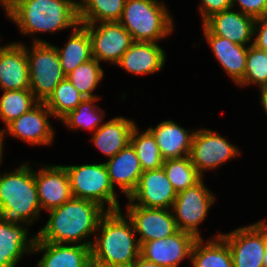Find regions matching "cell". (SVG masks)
I'll return each instance as SVG.
<instances>
[{
    "label": "cell",
    "mask_w": 267,
    "mask_h": 267,
    "mask_svg": "<svg viewBox=\"0 0 267 267\" xmlns=\"http://www.w3.org/2000/svg\"><path fill=\"white\" fill-rule=\"evenodd\" d=\"M84 99L85 97L65 78L56 86L54 92L44 103L53 117L60 121Z\"/></svg>",
    "instance_id": "d6a6232c"
},
{
    "label": "cell",
    "mask_w": 267,
    "mask_h": 267,
    "mask_svg": "<svg viewBox=\"0 0 267 267\" xmlns=\"http://www.w3.org/2000/svg\"><path fill=\"white\" fill-rule=\"evenodd\" d=\"M228 244L233 267H264L265 220L219 234Z\"/></svg>",
    "instance_id": "30bf717a"
},
{
    "label": "cell",
    "mask_w": 267,
    "mask_h": 267,
    "mask_svg": "<svg viewBox=\"0 0 267 267\" xmlns=\"http://www.w3.org/2000/svg\"><path fill=\"white\" fill-rule=\"evenodd\" d=\"M240 87L267 85V52L253 44L248 46L246 70L243 79L237 84Z\"/></svg>",
    "instance_id": "e575fe53"
},
{
    "label": "cell",
    "mask_w": 267,
    "mask_h": 267,
    "mask_svg": "<svg viewBox=\"0 0 267 267\" xmlns=\"http://www.w3.org/2000/svg\"><path fill=\"white\" fill-rule=\"evenodd\" d=\"M240 154L239 148L231 144L226 137L214 130L200 128L192 137L189 157L197 172L204 178L206 170L217 169Z\"/></svg>",
    "instance_id": "9c48e42d"
},
{
    "label": "cell",
    "mask_w": 267,
    "mask_h": 267,
    "mask_svg": "<svg viewBox=\"0 0 267 267\" xmlns=\"http://www.w3.org/2000/svg\"><path fill=\"white\" fill-rule=\"evenodd\" d=\"M44 253L36 267H88L91 247L80 244L51 243L37 237L32 253Z\"/></svg>",
    "instance_id": "ffe728a7"
},
{
    "label": "cell",
    "mask_w": 267,
    "mask_h": 267,
    "mask_svg": "<svg viewBox=\"0 0 267 267\" xmlns=\"http://www.w3.org/2000/svg\"><path fill=\"white\" fill-rule=\"evenodd\" d=\"M0 89H30L26 45L23 42H11L0 46Z\"/></svg>",
    "instance_id": "ac0fdd59"
},
{
    "label": "cell",
    "mask_w": 267,
    "mask_h": 267,
    "mask_svg": "<svg viewBox=\"0 0 267 267\" xmlns=\"http://www.w3.org/2000/svg\"><path fill=\"white\" fill-rule=\"evenodd\" d=\"M215 201V195L206 187L203 178L194 186L178 192L172 207L178 230L202 238L198 226L206 219Z\"/></svg>",
    "instance_id": "ba28073f"
},
{
    "label": "cell",
    "mask_w": 267,
    "mask_h": 267,
    "mask_svg": "<svg viewBox=\"0 0 267 267\" xmlns=\"http://www.w3.org/2000/svg\"><path fill=\"white\" fill-rule=\"evenodd\" d=\"M55 48L65 75L71 73L78 65L93 58L88 30L81 24L72 30V34L63 48L58 46Z\"/></svg>",
    "instance_id": "4316f807"
},
{
    "label": "cell",
    "mask_w": 267,
    "mask_h": 267,
    "mask_svg": "<svg viewBox=\"0 0 267 267\" xmlns=\"http://www.w3.org/2000/svg\"><path fill=\"white\" fill-rule=\"evenodd\" d=\"M0 97V119L5 127L30 111L39 101L30 89L3 91Z\"/></svg>",
    "instance_id": "4dcf8cb0"
},
{
    "label": "cell",
    "mask_w": 267,
    "mask_h": 267,
    "mask_svg": "<svg viewBox=\"0 0 267 267\" xmlns=\"http://www.w3.org/2000/svg\"><path fill=\"white\" fill-rule=\"evenodd\" d=\"M234 9L230 8L216 13L202 25L215 36L226 38L238 45L250 46L254 40L256 19Z\"/></svg>",
    "instance_id": "e0dca14e"
},
{
    "label": "cell",
    "mask_w": 267,
    "mask_h": 267,
    "mask_svg": "<svg viewBox=\"0 0 267 267\" xmlns=\"http://www.w3.org/2000/svg\"><path fill=\"white\" fill-rule=\"evenodd\" d=\"M126 0H78L80 24L119 22Z\"/></svg>",
    "instance_id": "83f0119b"
},
{
    "label": "cell",
    "mask_w": 267,
    "mask_h": 267,
    "mask_svg": "<svg viewBox=\"0 0 267 267\" xmlns=\"http://www.w3.org/2000/svg\"><path fill=\"white\" fill-rule=\"evenodd\" d=\"M131 267H162V266L157 265L156 263L149 262L139 256Z\"/></svg>",
    "instance_id": "ab89813d"
},
{
    "label": "cell",
    "mask_w": 267,
    "mask_h": 267,
    "mask_svg": "<svg viewBox=\"0 0 267 267\" xmlns=\"http://www.w3.org/2000/svg\"><path fill=\"white\" fill-rule=\"evenodd\" d=\"M253 45L267 52V14L256 18Z\"/></svg>",
    "instance_id": "74e56055"
},
{
    "label": "cell",
    "mask_w": 267,
    "mask_h": 267,
    "mask_svg": "<svg viewBox=\"0 0 267 267\" xmlns=\"http://www.w3.org/2000/svg\"><path fill=\"white\" fill-rule=\"evenodd\" d=\"M263 266L267 267V250H266L265 255L263 257Z\"/></svg>",
    "instance_id": "ee69618b"
},
{
    "label": "cell",
    "mask_w": 267,
    "mask_h": 267,
    "mask_svg": "<svg viewBox=\"0 0 267 267\" xmlns=\"http://www.w3.org/2000/svg\"><path fill=\"white\" fill-rule=\"evenodd\" d=\"M1 1L8 8L15 0H1Z\"/></svg>",
    "instance_id": "7bdbcfd3"
},
{
    "label": "cell",
    "mask_w": 267,
    "mask_h": 267,
    "mask_svg": "<svg viewBox=\"0 0 267 267\" xmlns=\"http://www.w3.org/2000/svg\"><path fill=\"white\" fill-rule=\"evenodd\" d=\"M133 223L139 244L167 238L178 231L172 209L126 205L124 212Z\"/></svg>",
    "instance_id": "4fadbf2b"
},
{
    "label": "cell",
    "mask_w": 267,
    "mask_h": 267,
    "mask_svg": "<svg viewBox=\"0 0 267 267\" xmlns=\"http://www.w3.org/2000/svg\"><path fill=\"white\" fill-rule=\"evenodd\" d=\"M240 7V12L259 18L267 14V0H232V8Z\"/></svg>",
    "instance_id": "d590c367"
},
{
    "label": "cell",
    "mask_w": 267,
    "mask_h": 267,
    "mask_svg": "<svg viewBox=\"0 0 267 267\" xmlns=\"http://www.w3.org/2000/svg\"><path fill=\"white\" fill-rule=\"evenodd\" d=\"M119 22L137 42H160L175 29L169 9L160 0H126Z\"/></svg>",
    "instance_id": "5b68a950"
},
{
    "label": "cell",
    "mask_w": 267,
    "mask_h": 267,
    "mask_svg": "<svg viewBox=\"0 0 267 267\" xmlns=\"http://www.w3.org/2000/svg\"><path fill=\"white\" fill-rule=\"evenodd\" d=\"M47 212L48 221L36 233L40 241L91 247L93 240L90 237H95L100 220L108 211L96 202L72 197Z\"/></svg>",
    "instance_id": "6da1fadb"
},
{
    "label": "cell",
    "mask_w": 267,
    "mask_h": 267,
    "mask_svg": "<svg viewBox=\"0 0 267 267\" xmlns=\"http://www.w3.org/2000/svg\"><path fill=\"white\" fill-rule=\"evenodd\" d=\"M265 243H266V250H267V223L265 221Z\"/></svg>",
    "instance_id": "f6af8a7d"
},
{
    "label": "cell",
    "mask_w": 267,
    "mask_h": 267,
    "mask_svg": "<svg viewBox=\"0 0 267 267\" xmlns=\"http://www.w3.org/2000/svg\"><path fill=\"white\" fill-rule=\"evenodd\" d=\"M215 237V238H214ZM203 240L197 238L191 249L192 267H233L227 242L219 235Z\"/></svg>",
    "instance_id": "484cf974"
},
{
    "label": "cell",
    "mask_w": 267,
    "mask_h": 267,
    "mask_svg": "<svg viewBox=\"0 0 267 267\" xmlns=\"http://www.w3.org/2000/svg\"><path fill=\"white\" fill-rule=\"evenodd\" d=\"M197 238L186 231L178 230L167 238L151 240L140 245V257L162 267H179L191 258V249Z\"/></svg>",
    "instance_id": "9a60e30c"
},
{
    "label": "cell",
    "mask_w": 267,
    "mask_h": 267,
    "mask_svg": "<svg viewBox=\"0 0 267 267\" xmlns=\"http://www.w3.org/2000/svg\"><path fill=\"white\" fill-rule=\"evenodd\" d=\"M64 167L74 198L96 202L107 211L121 210L118 200L119 193L112 186L104 163L66 165Z\"/></svg>",
    "instance_id": "8992f818"
},
{
    "label": "cell",
    "mask_w": 267,
    "mask_h": 267,
    "mask_svg": "<svg viewBox=\"0 0 267 267\" xmlns=\"http://www.w3.org/2000/svg\"><path fill=\"white\" fill-rule=\"evenodd\" d=\"M81 25L88 30L92 57L99 63L106 61L116 65L134 42L131 34L120 22H97Z\"/></svg>",
    "instance_id": "8fae6325"
},
{
    "label": "cell",
    "mask_w": 267,
    "mask_h": 267,
    "mask_svg": "<svg viewBox=\"0 0 267 267\" xmlns=\"http://www.w3.org/2000/svg\"><path fill=\"white\" fill-rule=\"evenodd\" d=\"M148 130L155 137L164 160L182 158L190 154L195 130H187L172 119L162 121L156 127L151 126Z\"/></svg>",
    "instance_id": "cb8c5ba5"
},
{
    "label": "cell",
    "mask_w": 267,
    "mask_h": 267,
    "mask_svg": "<svg viewBox=\"0 0 267 267\" xmlns=\"http://www.w3.org/2000/svg\"><path fill=\"white\" fill-rule=\"evenodd\" d=\"M104 164L112 186L116 185L128 198L137 187L143 173L135 148L129 143Z\"/></svg>",
    "instance_id": "7402d4cb"
},
{
    "label": "cell",
    "mask_w": 267,
    "mask_h": 267,
    "mask_svg": "<svg viewBox=\"0 0 267 267\" xmlns=\"http://www.w3.org/2000/svg\"><path fill=\"white\" fill-rule=\"evenodd\" d=\"M5 136H4V134H3V129H1L0 130V166H1V164H2V161H3V153H4V140H5V138H4Z\"/></svg>",
    "instance_id": "60d3db41"
},
{
    "label": "cell",
    "mask_w": 267,
    "mask_h": 267,
    "mask_svg": "<svg viewBox=\"0 0 267 267\" xmlns=\"http://www.w3.org/2000/svg\"><path fill=\"white\" fill-rule=\"evenodd\" d=\"M260 91V104L263 107V110L265 111V114L267 115V85L259 87Z\"/></svg>",
    "instance_id": "f35d334b"
},
{
    "label": "cell",
    "mask_w": 267,
    "mask_h": 267,
    "mask_svg": "<svg viewBox=\"0 0 267 267\" xmlns=\"http://www.w3.org/2000/svg\"><path fill=\"white\" fill-rule=\"evenodd\" d=\"M198 12L202 24L216 13L232 8V0H201Z\"/></svg>",
    "instance_id": "8d00e7d4"
},
{
    "label": "cell",
    "mask_w": 267,
    "mask_h": 267,
    "mask_svg": "<svg viewBox=\"0 0 267 267\" xmlns=\"http://www.w3.org/2000/svg\"><path fill=\"white\" fill-rule=\"evenodd\" d=\"M203 36L211 48L221 68L238 84L244 77L248 46L238 45L232 41L211 34L203 25Z\"/></svg>",
    "instance_id": "603a6c76"
},
{
    "label": "cell",
    "mask_w": 267,
    "mask_h": 267,
    "mask_svg": "<svg viewBox=\"0 0 267 267\" xmlns=\"http://www.w3.org/2000/svg\"><path fill=\"white\" fill-rule=\"evenodd\" d=\"M51 111L44 102H39L30 111L13 120L3 129L4 136L10 135L28 145H51L54 141V128L50 124Z\"/></svg>",
    "instance_id": "7c38bea8"
},
{
    "label": "cell",
    "mask_w": 267,
    "mask_h": 267,
    "mask_svg": "<svg viewBox=\"0 0 267 267\" xmlns=\"http://www.w3.org/2000/svg\"><path fill=\"white\" fill-rule=\"evenodd\" d=\"M88 267H113V266L103 265L95 262L94 260H90Z\"/></svg>",
    "instance_id": "b9f144b4"
},
{
    "label": "cell",
    "mask_w": 267,
    "mask_h": 267,
    "mask_svg": "<svg viewBox=\"0 0 267 267\" xmlns=\"http://www.w3.org/2000/svg\"><path fill=\"white\" fill-rule=\"evenodd\" d=\"M136 236L133 223L122 209L108 211L93 239L91 260L113 267H131L140 256Z\"/></svg>",
    "instance_id": "3957f363"
},
{
    "label": "cell",
    "mask_w": 267,
    "mask_h": 267,
    "mask_svg": "<svg viewBox=\"0 0 267 267\" xmlns=\"http://www.w3.org/2000/svg\"><path fill=\"white\" fill-rule=\"evenodd\" d=\"M34 171L39 202L45 212L60 207L73 196L64 165H41Z\"/></svg>",
    "instance_id": "2e32d148"
},
{
    "label": "cell",
    "mask_w": 267,
    "mask_h": 267,
    "mask_svg": "<svg viewBox=\"0 0 267 267\" xmlns=\"http://www.w3.org/2000/svg\"><path fill=\"white\" fill-rule=\"evenodd\" d=\"M176 196L177 192L161 167L143 171L126 205L172 209Z\"/></svg>",
    "instance_id": "5bb4252c"
},
{
    "label": "cell",
    "mask_w": 267,
    "mask_h": 267,
    "mask_svg": "<svg viewBox=\"0 0 267 267\" xmlns=\"http://www.w3.org/2000/svg\"><path fill=\"white\" fill-rule=\"evenodd\" d=\"M165 62V50L158 43L134 41L116 66L139 76L160 72Z\"/></svg>",
    "instance_id": "44dd1931"
},
{
    "label": "cell",
    "mask_w": 267,
    "mask_h": 267,
    "mask_svg": "<svg viewBox=\"0 0 267 267\" xmlns=\"http://www.w3.org/2000/svg\"><path fill=\"white\" fill-rule=\"evenodd\" d=\"M162 167L177 193L194 186L203 178L197 172L189 155L182 158L166 159Z\"/></svg>",
    "instance_id": "836d02e7"
},
{
    "label": "cell",
    "mask_w": 267,
    "mask_h": 267,
    "mask_svg": "<svg viewBox=\"0 0 267 267\" xmlns=\"http://www.w3.org/2000/svg\"><path fill=\"white\" fill-rule=\"evenodd\" d=\"M27 226L29 225L26 223L13 222L0 217V265L2 267H16L23 256L32 254L36 234L30 238Z\"/></svg>",
    "instance_id": "d6986e66"
},
{
    "label": "cell",
    "mask_w": 267,
    "mask_h": 267,
    "mask_svg": "<svg viewBox=\"0 0 267 267\" xmlns=\"http://www.w3.org/2000/svg\"><path fill=\"white\" fill-rule=\"evenodd\" d=\"M137 126L136 124L131 132L130 143L136 150L142 170L161 168L164 159L161 156L155 137L148 129L140 133Z\"/></svg>",
    "instance_id": "f546056e"
},
{
    "label": "cell",
    "mask_w": 267,
    "mask_h": 267,
    "mask_svg": "<svg viewBox=\"0 0 267 267\" xmlns=\"http://www.w3.org/2000/svg\"><path fill=\"white\" fill-rule=\"evenodd\" d=\"M136 126L134 120L123 116L104 122L91 136V142L102 154L111 158L130 143V136Z\"/></svg>",
    "instance_id": "d4e9b609"
},
{
    "label": "cell",
    "mask_w": 267,
    "mask_h": 267,
    "mask_svg": "<svg viewBox=\"0 0 267 267\" xmlns=\"http://www.w3.org/2000/svg\"><path fill=\"white\" fill-rule=\"evenodd\" d=\"M99 99L85 98L60 121L67 126V129L89 130L94 133L104 123L105 117V111L96 103Z\"/></svg>",
    "instance_id": "f1b7e54d"
},
{
    "label": "cell",
    "mask_w": 267,
    "mask_h": 267,
    "mask_svg": "<svg viewBox=\"0 0 267 267\" xmlns=\"http://www.w3.org/2000/svg\"><path fill=\"white\" fill-rule=\"evenodd\" d=\"M23 162L17 169L0 173V217L32 225L41 215L34 170Z\"/></svg>",
    "instance_id": "277c9868"
},
{
    "label": "cell",
    "mask_w": 267,
    "mask_h": 267,
    "mask_svg": "<svg viewBox=\"0 0 267 267\" xmlns=\"http://www.w3.org/2000/svg\"><path fill=\"white\" fill-rule=\"evenodd\" d=\"M27 47L30 90L39 102H45L66 75L54 44L32 42V45Z\"/></svg>",
    "instance_id": "52a82bcc"
},
{
    "label": "cell",
    "mask_w": 267,
    "mask_h": 267,
    "mask_svg": "<svg viewBox=\"0 0 267 267\" xmlns=\"http://www.w3.org/2000/svg\"><path fill=\"white\" fill-rule=\"evenodd\" d=\"M104 70L100 63L92 58L78 65L66 78L85 98H100L93 92L104 79Z\"/></svg>",
    "instance_id": "1f68e13d"
},
{
    "label": "cell",
    "mask_w": 267,
    "mask_h": 267,
    "mask_svg": "<svg viewBox=\"0 0 267 267\" xmlns=\"http://www.w3.org/2000/svg\"><path fill=\"white\" fill-rule=\"evenodd\" d=\"M7 18L22 35L34 34L33 43L48 42L36 38L37 33L75 29L80 24L77 0H15L7 8Z\"/></svg>",
    "instance_id": "7a4b0ae2"
},
{
    "label": "cell",
    "mask_w": 267,
    "mask_h": 267,
    "mask_svg": "<svg viewBox=\"0 0 267 267\" xmlns=\"http://www.w3.org/2000/svg\"><path fill=\"white\" fill-rule=\"evenodd\" d=\"M2 5V9L5 11V15L7 16V7L3 4V2L0 0V6Z\"/></svg>",
    "instance_id": "bcb514c9"
}]
</instances>
